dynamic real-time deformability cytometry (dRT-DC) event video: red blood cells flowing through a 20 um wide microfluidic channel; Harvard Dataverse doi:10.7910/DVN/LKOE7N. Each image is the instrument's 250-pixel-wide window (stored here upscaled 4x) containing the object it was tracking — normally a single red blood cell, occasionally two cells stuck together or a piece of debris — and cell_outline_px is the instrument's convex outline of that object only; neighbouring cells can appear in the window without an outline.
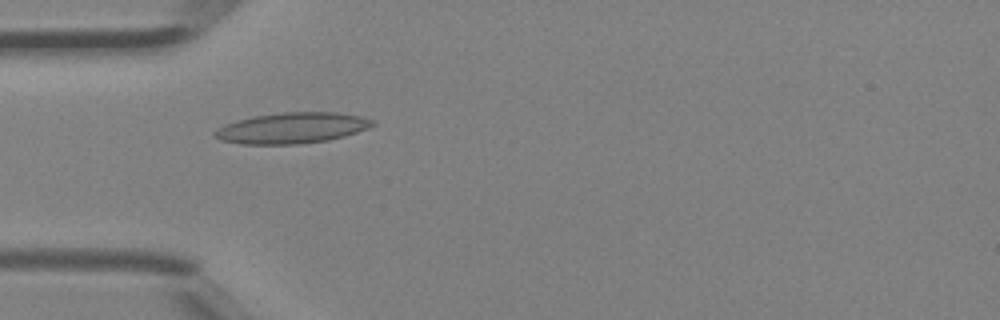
{"species": "Egyptian fruit bat (a non-hibernating species)", "species_latin": "Rousettus aegyptiacus", "temperature_condition": "room temperature", "stored_images_in_passage": 23, "camera_frame_rate_fps": 3000, "um_per_image_px": 0.085, "animal": {"sex": "female"}, "frame": {"image": 1, "passage_image": 1, "time_ms": 0.0, "image_size_px": [1000, 320], "cell_outline_px": [[376, 124], [368, 128], [344, 136], [328, 140], [296, 144], [244, 144], [220, 140], [212, 136], [212, 132], [236, 120], [252, 116], [284, 112], [336, 112], [360, 116], [372, 120]], "centroid_in_image_um": [24.81, 10.88], "position_along_channel_um": 60.2, "area_um2": 28.21}}
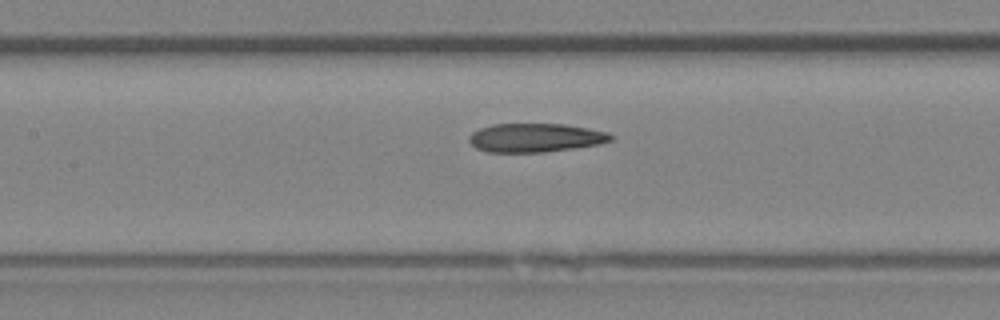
{"frame": {"image": 2, "passage_image": 8, "time_ms": 2.333, "image_size_px": [1000, 320], "cell_outline_px": [[612, 140], [600, 144], [544, 152], [488, 152], [476, 148], [468, 140], [468, 136], [472, 132], [480, 128], [492, 124], [564, 124], [588, 128], [608, 132], [612, 136]], "centroid_in_image_um": [45.49, 11.7], "position_along_channel_um": 161.9, "area_um2": 23.7}}
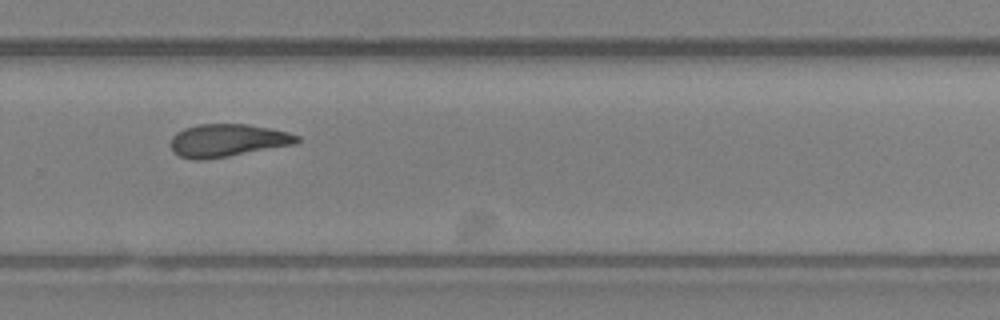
{"frame": {"image": 3, "passage_image": 18, "time_ms": 5.667, "image_size_px": [1000, 320], "cell_outline_px": [[300, 140], [296, 144], [228, 156], [204, 160], [196, 160], [180, 156], [172, 148], [172, 136], [176, 132], [184, 128], [196, 124], [248, 124], [288, 132], [300, 136]], "centroid_in_image_um": [19.36, 11.93], "position_along_channel_um": 310.4, "area_um2": 23.99}, "authors_computed_cell_mechanics": {"area_um2": 23.987, "velocity_mm_per_s": 4.4633, "shape_relaxation_time_tau1_ms": null, "shape_relaxation_time_tau2_ms": 5.7027, "deformation_change_tau1": null, "deformation_change_tau2": 0.1558}}